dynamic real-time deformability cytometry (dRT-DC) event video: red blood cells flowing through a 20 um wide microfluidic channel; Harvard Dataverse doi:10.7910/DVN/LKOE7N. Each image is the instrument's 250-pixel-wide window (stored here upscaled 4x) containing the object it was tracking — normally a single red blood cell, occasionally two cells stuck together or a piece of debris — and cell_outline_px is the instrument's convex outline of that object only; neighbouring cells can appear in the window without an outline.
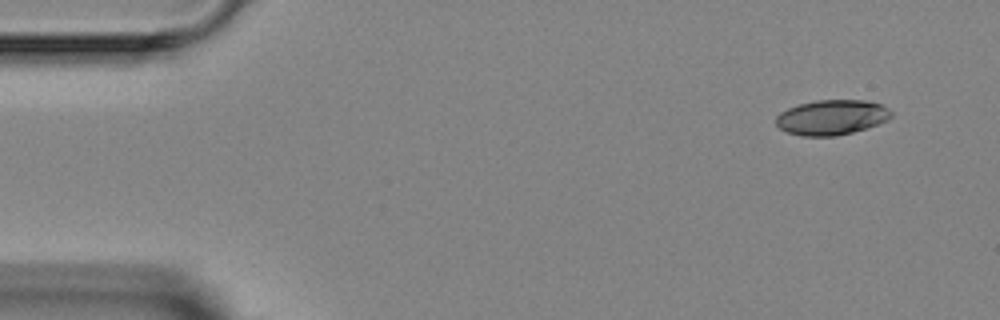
{"species": "Egyptian fruit bat (a non-hibernating species)", "species_latin": "Rousettus aegyptiacus", "temperature_condition": "room temperature", "stored_images_in_passage": 3, "camera_frame_rate_fps": 3000, "um_per_image_px": 0.085, "animal": {"sex": "female"}, "frame": {"image": 1, "passage_image": 1, "time_ms": 0.0, "image_size_px": [1000, 320], "cell_outline_px": [[892, 116], [888, 120], [868, 128], [836, 136], [800, 136], [788, 132], [780, 128], [776, 124], [776, 116], [780, 112], [788, 108], [800, 104], [816, 100], [864, 100], [880, 104], [888, 108], [892, 112]], "centroid_in_image_um": [70.7, 9.98], "position_along_channel_um": 14.3, "area_um2": 23.58}}
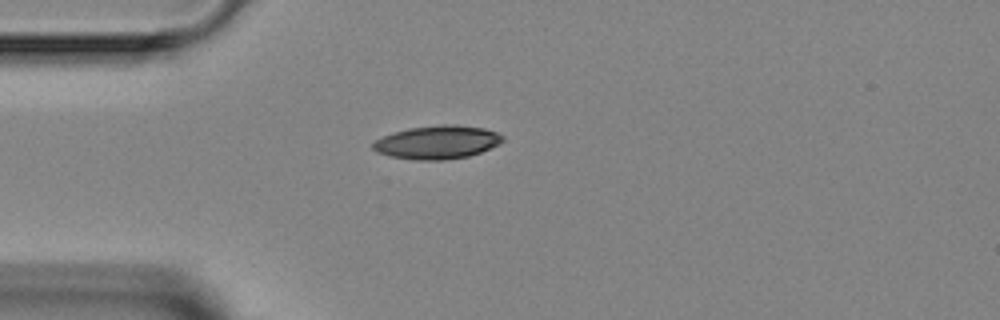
{"frame": {"image": 2, "passage_image": 3, "time_ms": 3.0, "image_size_px": [1000, 320], "cell_outline_px": [[504, 140], [500, 144], [480, 152], [468, 156], [444, 160], [416, 160], [392, 156], [376, 152], [372, 148], [372, 144], [376, 140], [392, 132], [408, 128], [440, 124], [456, 124], [484, 128], [496, 132], [504, 136]], "centroid_in_image_um": [37.18, 12.08], "position_along_channel_um": 47.8, "area_um2": 25.32}}